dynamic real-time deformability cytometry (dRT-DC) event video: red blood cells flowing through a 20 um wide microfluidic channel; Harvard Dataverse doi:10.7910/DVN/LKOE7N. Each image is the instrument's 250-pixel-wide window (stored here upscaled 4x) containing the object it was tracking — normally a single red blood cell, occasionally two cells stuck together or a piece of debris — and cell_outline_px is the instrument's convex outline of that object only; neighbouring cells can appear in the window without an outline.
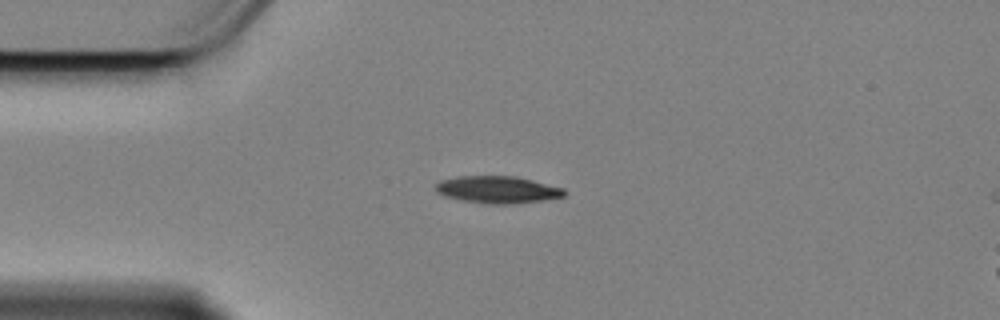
{"species": "Egyptian fruit bat (a non-hibernating species)", "species_latin": "Rousettus aegyptiacus", "temperature_condition": "cold", "stored_images_in_passage": 41, "camera_frame_rate_fps": 3000, "um_per_image_px": 0.085, "animal": {"sex": "female"}, "frame": {"image": 1, "passage_image": 1, "time_ms": 0.0, "image_size_px": [1000, 320], "cell_outline_px": [[568, 192], [564, 196], [544, 200], [516, 204], [488, 204], [460, 200], [444, 196], [436, 192], [436, 184], [440, 180], [456, 176], [516, 176], [564, 188]], "centroid_in_image_um": [42.3, 16.12], "position_along_channel_um": 42.7, "area_um2": 20.58}}
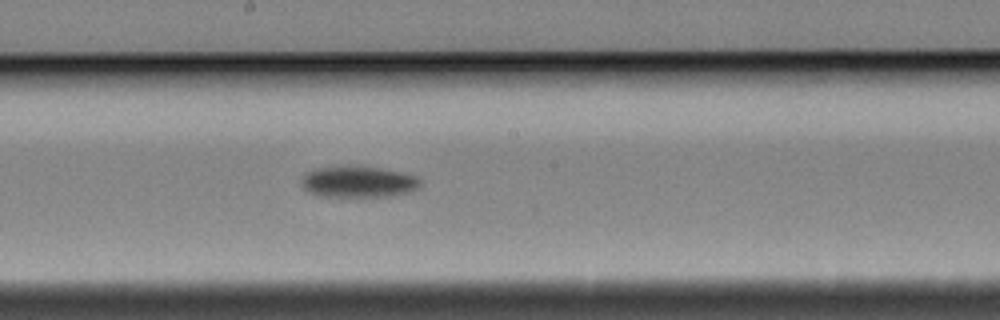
{"frame": {"image": 2, "passage_image": 18, "time_ms": 5.667, "image_size_px": [1000, 320], "cell_outline_px": [[420, 188], [412, 192], [392, 196], [316, 196], [308, 192], [300, 184], [304, 172], [312, 168], [348, 164], [360, 164], [420, 176]], "centroid_in_image_um": [30.43, 15.42], "position_along_channel_um": 217.8, "area_um2": 22.66}}
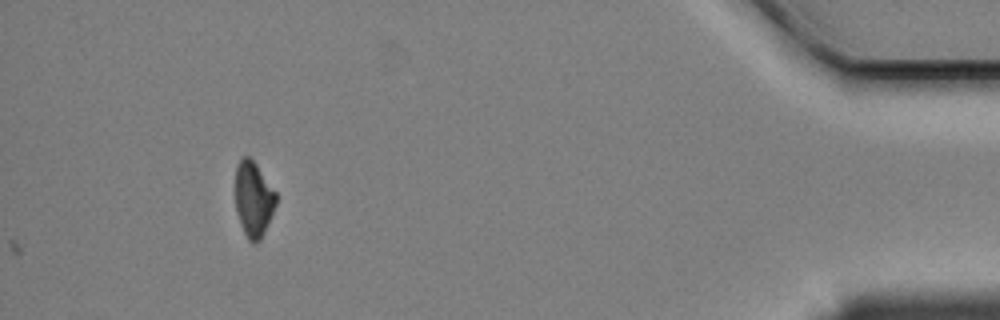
{"frame": {"image": 3, "passage_image": 41, "time_ms": 13.333, "image_size_px": [1000, 320], "cell_outline_px": [[276, 204], [264, 232], [260, 240], [256, 244], [252, 244], [248, 240], [240, 224], [236, 212], [236, 164], [244, 156], [248, 156], [256, 164], [276, 192]], "centroid_in_image_um": [21.54, 16.95], "position_along_channel_um": 413.7, "area_um2": 17.74}, "authors_computed_cell_mechanics": {"area_um2": 21.097, "velocity_mm_per_s": 3.397, "shape_relaxation_time_tau1_ms": 1.6005, "shape_relaxation_time_tau2_ms": null, "deformation_change_tau1": 0.1133, "deformation_change_tau2": null}}